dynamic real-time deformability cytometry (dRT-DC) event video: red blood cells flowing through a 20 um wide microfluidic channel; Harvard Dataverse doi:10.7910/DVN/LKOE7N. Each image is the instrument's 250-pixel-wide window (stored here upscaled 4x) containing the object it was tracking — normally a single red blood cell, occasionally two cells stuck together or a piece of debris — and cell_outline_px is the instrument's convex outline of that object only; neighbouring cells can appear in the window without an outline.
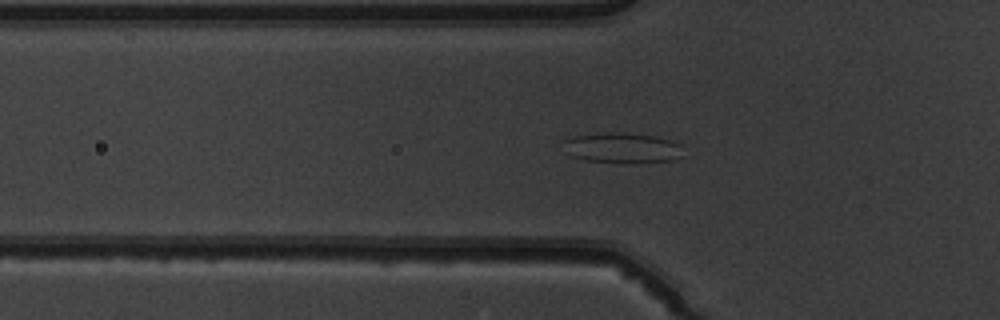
{"species": "common noctule bat (a hibernating species)", "species_latin": "Nyctalus noctula", "temperature_condition": "warm", "stored_images_in_passage": 53, "camera_frame_rate_fps": 3000, "um_per_image_px": 0.085, "animal": {"sex": "male", "body_mass_g": 19.5, "forearm_length_mm": 54.6}, "frame": {"image": 1, "passage_image": 18, "time_ms": 5.667, "image_size_px": [1000, 320], "cell_outline_px": [[680, 156], [672, 160], [636, 164], [624, 164], [588, 160], [572, 156], [564, 152], [564, 140], [572, 136], [604, 132], [620, 132], [656, 136], [672, 140], [680, 144]], "centroid_in_image_um": [52.86, 12.58], "position_along_channel_um": 72.9, "area_um2": 21.56}}
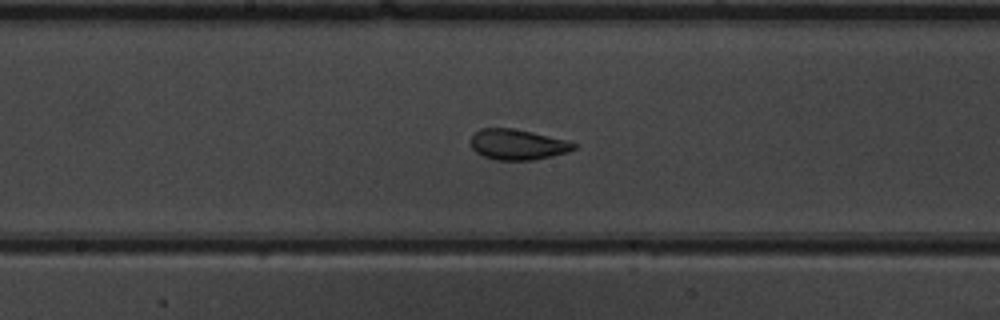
{"frame": {"image": 2, "passage_image": 28, "time_ms": 9.0, "image_size_px": [1000, 320], "cell_outline_px": [[576, 148], [568, 152], [552, 156], [532, 160], [496, 160], [484, 156], [476, 152], [472, 148], [472, 136], [480, 128], [512, 128], [532, 132], [568, 140], [576, 144]], "centroid_in_image_um": [44.02, 12.28], "position_along_channel_um": 204.2, "area_um2": 18.26}}
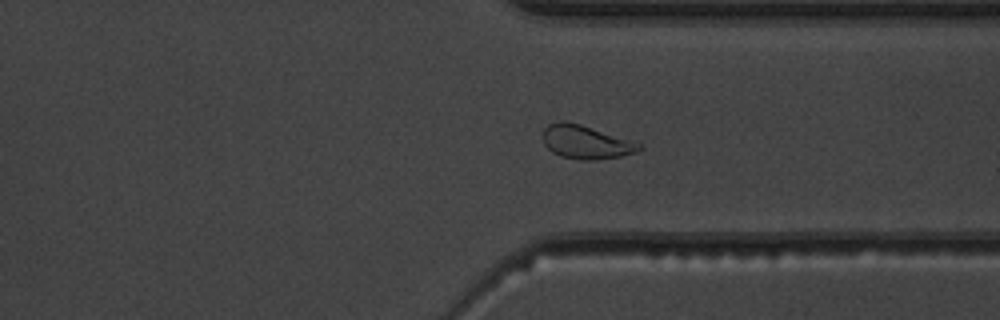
{"frame": {"image": 3, "passage_image": 40, "time_ms": 13.0, "image_size_px": [1000, 320], "cell_outline_px": [[644, 148], [636, 152], [620, 156], [596, 160], [580, 160], [560, 156], [552, 152], [544, 144], [544, 128], [548, 124], [560, 120], [564, 120], [580, 124], [640, 144]], "centroid_in_image_um": [49.76, 12.08], "position_along_channel_um": 361.6, "area_um2": 18.55}, "authors_computed_cell_mechanics": {"area_um2": 20.1144, "velocity_mm_per_s": 3.9277, "shape_relaxation_time_tau1_ms": 6.1737, "shape_relaxation_time_tau2_ms": 1.1729, "deformation_change_tau1": 0.1381, "deformation_change_tau2": 0.0689}}